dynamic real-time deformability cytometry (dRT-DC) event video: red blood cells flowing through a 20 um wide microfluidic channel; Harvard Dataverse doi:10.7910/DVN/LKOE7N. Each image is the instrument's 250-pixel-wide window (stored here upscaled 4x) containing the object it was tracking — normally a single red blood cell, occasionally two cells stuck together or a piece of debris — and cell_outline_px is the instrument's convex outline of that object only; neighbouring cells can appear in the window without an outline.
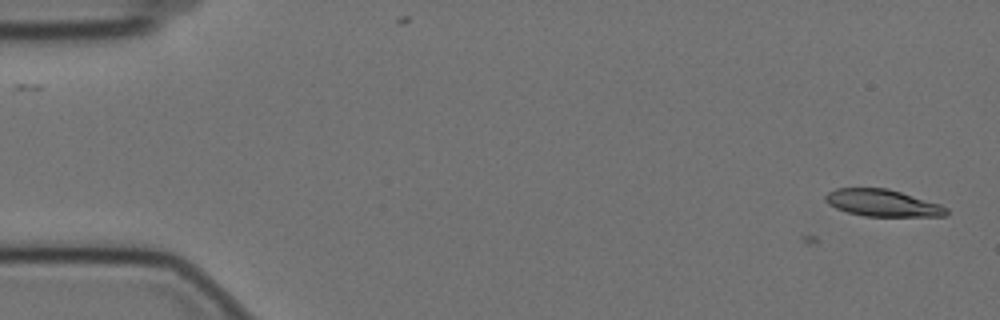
{"species": "Egyptian fruit bat (a non-hibernating species)", "species_latin": "Rousettus aegyptiacus", "temperature_condition": "cold", "stored_images_in_passage": 3, "camera_frame_rate_fps": 3000, "um_per_image_px": 0.085, "animal": {"sex": "female"}, "frame": {"image": 1, "passage_image": 1, "time_ms": 0.0, "image_size_px": [1000, 320], "cell_outline_px": [[948, 212], [944, 216], [864, 216], [848, 212], [836, 208], [828, 204], [824, 200], [824, 196], [828, 192], [836, 188], [888, 188], [940, 204], [948, 208]], "centroid_in_image_um": [74.99, 17.25], "position_along_channel_um": 10.0, "area_um2": 18.96}}